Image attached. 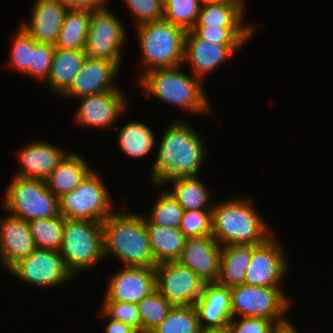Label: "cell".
Instances as JSON below:
<instances>
[{"label":"cell","mask_w":333,"mask_h":333,"mask_svg":"<svg viewBox=\"0 0 333 333\" xmlns=\"http://www.w3.org/2000/svg\"><path fill=\"white\" fill-rule=\"evenodd\" d=\"M171 122L161 138L152 169V183L162 186L186 177L199 175L206 158L200 134L181 119Z\"/></svg>","instance_id":"1"},{"label":"cell","mask_w":333,"mask_h":333,"mask_svg":"<svg viewBox=\"0 0 333 333\" xmlns=\"http://www.w3.org/2000/svg\"><path fill=\"white\" fill-rule=\"evenodd\" d=\"M103 255H115L122 266L156 267L144 215L113 212L102 222Z\"/></svg>","instance_id":"2"},{"label":"cell","mask_w":333,"mask_h":333,"mask_svg":"<svg viewBox=\"0 0 333 333\" xmlns=\"http://www.w3.org/2000/svg\"><path fill=\"white\" fill-rule=\"evenodd\" d=\"M231 199L215 203L212 209V236L221 246L258 245L273 234L251 199Z\"/></svg>","instance_id":"3"},{"label":"cell","mask_w":333,"mask_h":333,"mask_svg":"<svg viewBox=\"0 0 333 333\" xmlns=\"http://www.w3.org/2000/svg\"><path fill=\"white\" fill-rule=\"evenodd\" d=\"M183 65L170 68H157L145 72L137 82L145 90V96L161 100L192 113L210 114L204 83L195 75L180 71Z\"/></svg>","instance_id":"4"},{"label":"cell","mask_w":333,"mask_h":333,"mask_svg":"<svg viewBox=\"0 0 333 333\" xmlns=\"http://www.w3.org/2000/svg\"><path fill=\"white\" fill-rule=\"evenodd\" d=\"M137 29L141 63L144 68L140 77L147 71L157 68H170L183 65L186 30L164 19L147 22Z\"/></svg>","instance_id":"5"},{"label":"cell","mask_w":333,"mask_h":333,"mask_svg":"<svg viewBox=\"0 0 333 333\" xmlns=\"http://www.w3.org/2000/svg\"><path fill=\"white\" fill-rule=\"evenodd\" d=\"M59 252L74 278V274L101 262L104 258L102 223L65 219Z\"/></svg>","instance_id":"6"},{"label":"cell","mask_w":333,"mask_h":333,"mask_svg":"<svg viewBox=\"0 0 333 333\" xmlns=\"http://www.w3.org/2000/svg\"><path fill=\"white\" fill-rule=\"evenodd\" d=\"M5 190L3 208L27 222L60 215L59 198L48 190L45 180L14 176Z\"/></svg>","instance_id":"7"},{"label":"cell","mask_w":333,"mask_h":333,"mask_svg":"<svg viewBox=\"0 0 333 333\" xmlns=\"http://www.w3.org/2000/svg\"><path fill=\"white\" fill-rule=\"evenodd\" d=\"M102 180L93 169L75 190L59 198L60 215L102 223L113 213L111 195Z\"/></svg>","instance_id":"8"},{"label":"cell","mask_w":333,"mask_h":333,"mask_svg":"<svg viewBox=\"0 0 333 333\" xmlns=\"http://www.w3.org/2000/svg\"><path fill=\"white\" fill-rule=\"evenodd\" d=\"M281 288L246 284L231 287L232 316L287 321L284 314L289 310L291 299L284 294Z\"/></svg>","instance_id":"9"},{"label":"cell","mask_w":333,"mask_h":333,"mask_svg":"<svg viewBox=\"0 0 333 333\" xmlns=\"http://www.w3.org/2000/svg\"><path fill=\"white\" fill-rule=\"evenodd\" d=\"M7 271L36 288L58 287L73 278L57 250L36 249L27 257L18 260Z\"/></svg>","instance_id":"10"},{"label":"cell","mask_w":333,"mask_h":333,"mask_svg":"<svg viewBox=\"0 0 333 333\" xmlns=\"http://www.w3.org/2000/svg\"><path fill=\"white\" fill-rule=\"evenodd\" d=\"M120 22L107 7L92 12L85 46L87 57L114 61L121 66L127 34Z\"/></svg>","instance_id":"11"},{"label":"cell","mask_w":333,"mask_h":333,"mask_svg":"<svg viewBox=\"0 0 333 333\" xmlns=\"http://www.w3.org/2000/svg\"><path fill=\"white\" fill-rule=\"evenodd\" d=\"M156 290L173 306L195 305L206 282L179 261L157 264Z\"/></svg>","instance_id":"12"},{"label":"cell","mask_w":333,"mask_h":333,"mask_svg":"<svg viewBox=\"0 0 333 333\" xmlns=\"http://www.w3.org/2000/svg\"><path fill=\"white\" fill-rule=\"evenodd\" d=\"M282 247L274 234L263 243L252 245L251 262L246 271L244 284L281 287L288 268L286 251Z\"/></svg>","instance_id":"13"},{"label":"cell","mask_w":333,"mask_h":333,"mask_svg":"<svg viewBox=\"0 0 333 333\" xmlns=\"http://www.w3.org/2000/svg\"><path fill=\"white\" fill-rule=\"evenodd\" d=\"M102 301L137 304L156 290L155 267L122 266L108 279Z\"/></svg>","instance_id":"14"},{"label":"cell","mask_w":333,"mask_h":333,"mask_svg":"<svg viewBox=\"0 0 333 333\" xmlns=\"http://www.w3.org/2000/svg\"><path fill=\"white\" fill-rule=\"evenodd\" d=\"M80 99L74 120L77 125L96 126L95 128H111L115 121L127 111L128 102L120 89L85 95Z\"/></svg>","instance_id":"15"},{"label":"cell","mask_w":333,"mask_h":333,"mask_svg":"<svg viewBox=\"0 0 333 333\" xmlns=\"http://www.w3.org/2000/svg\"><path fill=\"white\" fill-rule=\"evenodd\" d=\"M119 68L120 65L114 61L86 57L72 84L61 97L77 99L85 95L117 90L119 87L114 80L119 74Z\"/></svg>","instance_id":"16"},{"label":"cell","mask_w":333,"mask_h":333,"mask_svg":"<svg viewBox=\"0 0 333 333\" xmlns=\"http://www.w3.org/2000/svg\"><path fill=\"white\" fill-rule=\"evenodd\" d=\"M243 44H219L198 38L187 30L184 41L183 64H190L192 73L203 81V78L224 63L235 50Z\"/></svg>","instance_id":"17"},{"label":"cell","mask_w":333,"mask_h":333,"mask_svg":"<svg viewBox=\"0 0 333 333\" xmlns=\"http://www.w3.org/2000/svg\"><path fill=\"white\" fill-rule=\"evenodd\" d=\"M222 246L212 235L186 238L179 262L190 268L205 282L219 277Z\"/></svg>","instance_id":"18"},{"label":"cell","mask_w":333,"mask_h":333,"mask_svg":"<svg viewBox=\"0 0 333 333\" xmlns=\"http://www.w3.org/2000/svg\"><path fill=\"white\" fill-rule=\"evenodd\" d=\"M36 249L26 220L10 213L0 218V264L6 271Z\"/></svg>","instance_id":"19"},{"label":"cell","mask_w":333,"mask_h":333,"mask_svg":"<svg viewBox=\"0 0 333 333\" xmlns=\"http://www.w3.org/2000/svg\"><path fill=\"white\" fill-rule=\"evenodd\" d=\"M195 308L202 330L228 326L233 318L230 288L218 282H206Z\"/></svg>","instance_id":"20"},{"label":"cell","mask_w":333,"mask_h":333,"mask_svg":"<svg viewBox=\"0 0 333 333\" xmlns=\"http://www.w3.org/2000/svg\"><path fill=\"white\" fill-rule=\"evenodd\" d=\"M32 8L31 20L20 26L36 42L55 46L68 9L57 0H35Z\"/></svg>","instance_id":"21"},{"label":"cell","mask_w":333,"mask_h":333,"mask_svg":"<svg viewBox=\"0 0 333 333\" xmlns=\"http://www.w3.org/2000/svg\"><path fill=\"white\" fill-rule=\"evenodd\" d=\"M66 151L54 144L33 141L19 149L16 155L20 163L17 177L45 180L66 155Z\"/></svg>","instance_id":"22"},{"label":"cell","mask_w":333,"mask_h":333,"mask_svg":"<svg viewBox=\"0 0 333 333\" xmlns=\"http://www.w3.org/2000/svg\"><path fill=\"white\" fill-rule=\"evenodd\" d=\"M92 170L80 154L68 152L45 182L48 190L60 198L75 190Z\"/></svg>","instance_id":"23"},{"label":"cell","mask_w":333,"mask_h":333,"mask_svg":"<svg viewBox=\"0 0 333 333\" xmlns=\"http://www.w3.org/2000/svg\"><path fill=\"white\" fill-rule=\"evenodd\" d=\"M87 55L85 50L56 48L47 85L56 94L62 95L72 84L74 77L82 67Z\"/></svg>","instance_id":"24"},{"label":"cell","mask_w":333,"mask_h":333,"mask_svg":"<svg viewBox=\"0 0 333 333\" xmlns=\"http://www.w3.org/2000/svg\"><path fill=\"white\" fill-rule=\"evenodd\" d=\"M243 0L202 3L198 21L194 26L210 27H255L242 23L245 14Z\"/></svg>","instance_id":"25"},{"label":"cell","mask_w":333,"mask_h":333,"mask_svg":"<svg viewBox=\"0 0 333 333\" xmlns=\"http://www.w3.org/2000/svg\"><path fill=\"white\" fill-rule=\"evenodd\" d=\"M251 257L252 245H223L219 277L216 282L229 288L244 284Z\"/></svg>","instance_id":"26"},{"label":"cell","mask_w":333,"mask_h":333,"mask_svg":"<svg viewBox=\"0 0 333 333\" xmlns=\"http://www.w3.org/2000/svg\"><path fill=\"white\" fill-rule=\"evenodd\" d=\"M146 228L156 265L168 261H178L186 240L181 230L153 224H146Z\"/></svg>","instance_id":"27"},{"label":"cell","mask_w":333,"mask_h":333,"mask_svg":"<svg viewBox=\"0 0 333 333\" xmlns=\"http://www.w3.org/2000/svg\"><path fill=\"white\" fill-rule=\"evenodd\" d=\"M91 14L90 11L68 10L55 47L85 50Z\"/></svg>","instance_id":"28"},{"label":"cell","mask_w":333,"mask_h":333,"mask_svg":"<svg viewBox=\"0 0 333 333\" xmlns=\"http://www.w3.org/2000/svg\"><path fill=\"white\" fill-rule=\"evenodd\" d=\"M120 149L131 158H141L151 153L155 136L150 126L139 121L125 124L118 135Z\"/></svg>","instance_id":"29"},{"label":"cell","mask_w":333,"mask_h":333,"mask_svg":"<svg viewBox=\"0 0 333 333\" xmlns=\"http://www.w3.org/2000/svg\"><path fill=\"white\" fill-rule=\"evenodd\" d=\"M172 190H168L176 199L184 211L190 210H212L213 205H208L209 191L200 177H186L171 182Z\"/></svg>","instance_id":"30"},{"label":"cell","mask_w":333,"mask_h":333,"mask_svg":"<svg viewBox=\"0 0 333 333\" xmlns=\"http://www.w3.org/2000/svg\"><path fill=\"white\" fill-rule=\"evenodd\" d=\"M37 249L57 250L62 245L65 218L61 215L28 222Z\"/></svg>","instance_id":"31"},{"label":"cell","mask_w":333,"mask_h":333,"mask_svg":"<svg viewBox=\"0 0 333 333\" xmlns=\"http://www.w3.org/2000/svg\"><path fill=\"white\" fill-rule=\"evenodd\" d=\"M195 305L173 306L167 317L150 333H201Z\"/></svg>","instance_id":"32"},{"label":"cell","mask_w":333,"mask_h":333,"mask_svg":"<svg viewBox=\"0 0 333 333\" xmlns=\"http://www.w3.org/2000/svg\"><path fill=\"white\" fill-rule=\"evenodd\" d=\"M141 333H150L163 322L173 307L157 290L137 303Z\"/></svg>","instance_id":"33"},{"label":"cell","mask_w":333,"mask_h":333,"mask_svg":"<svg viewBox=\"0 0 333 333\" xmlns=\"http://www.w3.org/2000/svg\"><path fill=\"white\" fill-rule=\"evenodd\" d=\"M150 217L144 215L146 224L163 227L179 228L184 214L183 208L171 195L168 189L164 190L154 204Z\"/></svg>","instance_id":"34"},{"label":"cell","mask_w":333,"mask_h":333,"mask_svg":"<svg viewBox=\"0 0 333 333\" xmlns=\"http://www.w3.org/2000/svg\"><path fill=\"white\" fill-rule=\"evenodd\" d=\"M163 19L190 30L198 21L201 0H163Z\"/></svg>","instance_id":"35"},{"label":"cell","mask_w":333,"mask_h":333,"mask_svg":"<svg viewBox=\"0 0 333 333\" xmlns=\"http://www.w3.org/2000/svg\"><path fill=\"white\" fill-rule=\"evenodd\" d=\"M198 38L219 44H245L254 34V27L193 26L190 29Z\"/></svg>","instance_id":"36"},{"label":"cell","mask_w":333,"mask_h":333,"mask_svg":"<svg viewBox=\"0 0 333 333\" xmlns=\"http://www.w3.org/2000/svg\"><path fill=\"white\" fill-rule=\"evenodd\" d=\"M11 52L9 55V65L17 73L29 75V66L31 65V51L34 48V39L24 28L20 26L11 43Z\"/></svg>","instance_id":"37"},{"label":"cell","mask_w":333,"mask_h":333,"mask_svg":"<svg viewBox=\"0 0 333 333\" xmlns=\"http://www.w3.org/2000/svg\"><path fill=\"white\" fill-rule=\"evenodd\" d=\"M212 210L184 211L179 229L186 238L212 235Z\"/></svg>","instance_id":"38"},{"label":"cell","mask_w":333,"mask_h":333,"mask_svg":"<svg viewBox=\"0 0 333 333\" xmlns=\"http://www.w3.org/2000/svg\"><path fill=\"white\" fill-rule=\"evenodd\" d=\"M101 310L111 319L126 323L141 333V319L135 303L103 301Z\"/></svg>","instance_id":"39"},{"label":"cell","mask_w":333,"mask_h":333,"mask_svg":"<svg viewBox=\"0 0 333 333\" xmlns=\"http://www.w3.org/2000/svg\"><path fill=\"white\" fill-rule=\"evenodd\" d=\"M133 14L135 26L163 19V0H123Z\"/></svg>","instance_id":"40"},{"label":"cell","mask_w":333,"mask_h":333,"mask_svg":"<svg viewBox=\"0 0 333 333\" xmlns=\"http://www.w3.org/2000/svg\"><path fill=\"white\" fill-rule=\"evenodd\" d=\"M55 46L39 43L34 40V48L31 51V65L29 66V77L47 79L50 73Z\"/></svg>","instance_id":"41"},{"label":"cell","mask_w":333,"mask_h":333,"mask_svg":"<svg viewBox=\"0 0 333 333\" xmlns=\"http://www.w3.org/2000/svg\"><path fill=\"white\" fill-rule=\"evenodd\" d=\"M240 318L233 317L231 319L228 324L231 333H272L277 324L285 322L255 317Z\"/></svg>","instance_id":"42"},{"label":"cell","mask_w":333,"mask_h":333,"mask_svg":"<svg viewBox=\"0 0 333 333\" xmlns=\"http://www.w3.org/2000/svg\"><path fill=\"white\" fill-rule=\"evenodd\" d=\"M68 10L97 12L106 8L108 0H57Z\"/></svg>","instance_id":"43"},{"label":"cell","mask_w":333,"mask_h":333,"mask_svg":"<svg viewBox=\"0 0 333 333\" xmlns=\"http://www.w3.org/2000/svg\"><path fill=\"white\" fill-rule=\"evenodd\" d=\"M99 312L101 318L103 317L109 320L107 325L105 326V333H139L132 326L109 318L101 309Z\"/></svg>","instance_id":"44"},{"label":"cell","mask_w":333,"mask_h":333,"mask_svg":"<svg viewBox=\"0 0 333 333\" xmlns=\"http://www.w3.org/2000/svg\"><path fill=\"white\" fill-rule=\"evenodd\" d=\"M272 333H300L289 320L277 324Z\"/></svg>","instance_id":"45"},{"label":"cell","mask_w":333,"mask_h":333,"mask_svg":"<svg viewBox=\"0 0 333 333\" xmlns=\"http://www.w3.org/2000/svg\"><path fill=\"white\" fill-rule=\"evenodd\" d=\"M201 333H231L228 326L223 328H209L203 329Z\"/></svg>","instance_id":"46"},{"label":"cell","mask_w":333,"mask_h":333,"mask_svg":"<svg viewBox=\"0 0 333 333\" xmlns=\"http://www.w3.org/2000/svg\"><path fill=\"white\" fill-rule=\"evenodd\" d=\"M226 0H201L202 3H215V2H223Z\"/></svg>","instance_id":"47"}]
</instances>
